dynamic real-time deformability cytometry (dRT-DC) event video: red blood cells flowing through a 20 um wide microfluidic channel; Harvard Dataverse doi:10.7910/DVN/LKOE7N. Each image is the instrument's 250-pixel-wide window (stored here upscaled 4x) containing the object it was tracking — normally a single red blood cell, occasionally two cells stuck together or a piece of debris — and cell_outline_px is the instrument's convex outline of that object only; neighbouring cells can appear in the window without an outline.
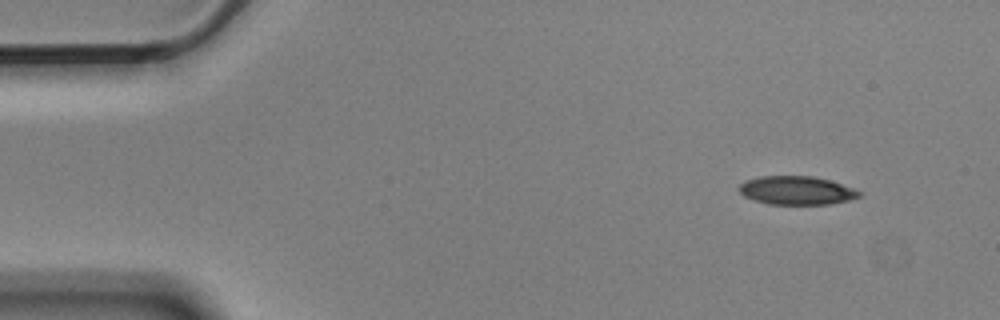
{"species": "Egyptian fruit bat (a non-hibernating species)", "species_latin": "Rousettus aegyptiacus", "temperature_condition": "cold", "stored_images_in_passage": 14, "camera_frame_rate_fps": 3000, "um_per_image_px": 0.085, "animal": {"sex": "male"}, "frame": {"image": 1, "passage_image": 1, "time_ms": 0.0, "image_size_px": [1000, 320], "cell_outline_px": [[864, 192], [860, 196], [848, 200], [828, 204], [768, 204], [752, 200], [744, 196], [740, 192], [740, 184], [748, 180], [760, 176], [812, 176], [832, 180]], "centroid_in_image_um": [67.74, 16.18], "position_along_channel_um": 17.3, "area_um2": 20.0}}
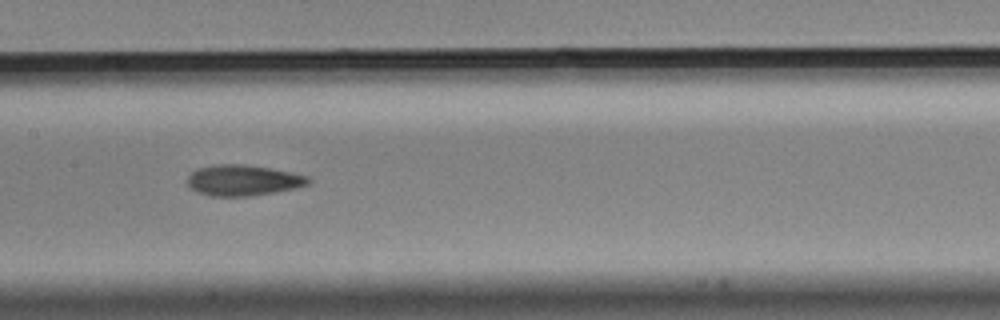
{"frame": {"image": 2, "passage_image": 7, "time_ms": 2.0, "image_size_px": [1000, 320], "cell_outline_px": [[312, 180], [308, 184], [296, 188], [276, 192], [252, 196], [212, 196], [196, 192], [188, 184], [188, 176], [192, 172], [200, 168], [216, 164], [244, 164], [268, 168], [308, 176]], "centroid_in_image_um": [20.67, 15.33], "position_along_channel_um": 186.7, "area_um2": 21.56}}
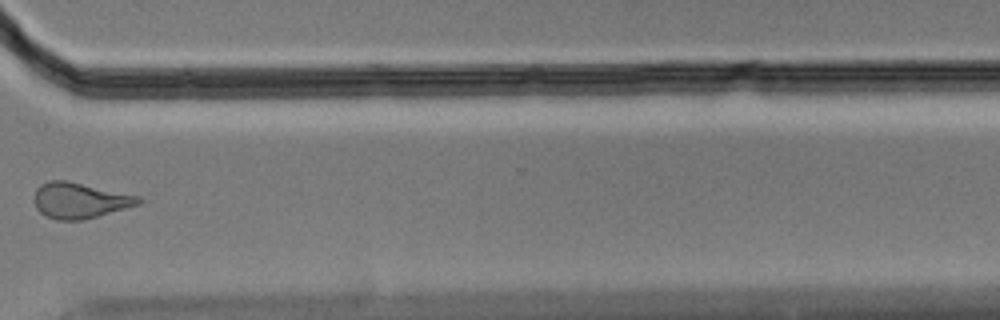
{"frame": {"image": 3, "passage_image": 11, "time_ms": 3.333, "image_size_px": [1000, 320], "cell_outline_px": [[144, 200], [140, 204], [96, 216], [80, 220], [56, 220], [44, 216], [36, 208], [36, 188], [40, 184], [48, 180], [64, 180], [140, 196]], "centroid_in_image_um": [6.78, 17.04], "position_along_channel_um": 363.8, "area_um2": 21.44}}